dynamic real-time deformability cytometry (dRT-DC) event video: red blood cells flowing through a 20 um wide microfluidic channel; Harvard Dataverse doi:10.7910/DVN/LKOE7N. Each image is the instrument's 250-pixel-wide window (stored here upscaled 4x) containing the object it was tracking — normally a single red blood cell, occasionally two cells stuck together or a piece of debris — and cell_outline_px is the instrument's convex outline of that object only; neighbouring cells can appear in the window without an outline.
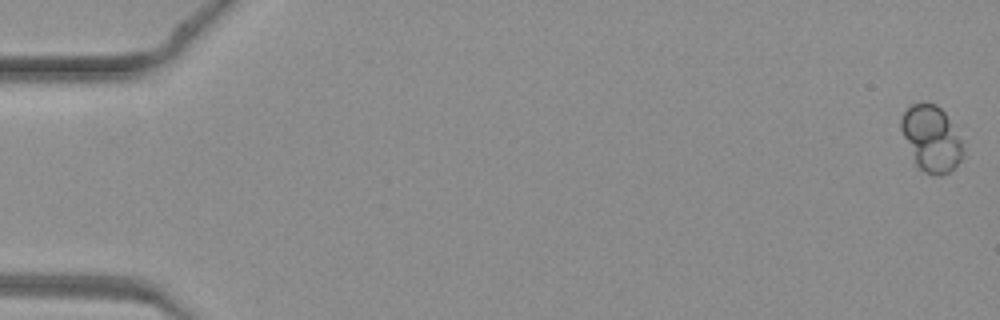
{"species": "common noctule bat (a hibernating species)", "species_latin": "Nyctalus noctula", "temperature_condition": "warm", "stored_images_in_passage": 47, "camera_frame_rate_fps": 3000, "um_per_image_px": 0.085, "animal": {"sex": "female", "body_mass_g": 19.3, "forearm_length_mm": 54.1}, "frame": {"image": 1, "passage_image": 1, "time_ms": 0.0, "image_size_px": [1000, 320], "cell_outline_px": [[964, 156], [948, 172], [940, 176], [932, 176], [924, 172], [916, 164], [900, 128], [900, 120], [904, 112], [912, 104], [924, 100], [936, 104], [944, 112], [960, 140], [964, 152]], "centroid_in_image_um": [79.14, 11.76], "position_along_channel_um": 5.9, "area_um2": 23.52}}
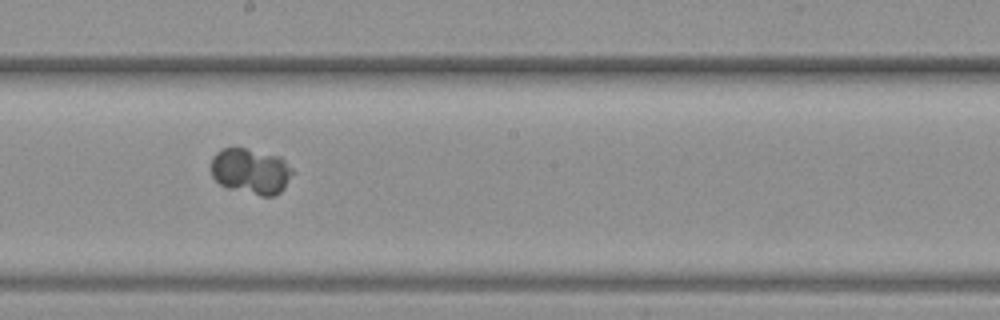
{"frame": {"image": 2, "passage_image": 27, "time_ms": 8.667, "image_size_px": [1000, 320], "cell_outline_px": [[296, 172], [284, 188], [280, 192], [272, 196], [260, 196], [228, 188], [220, 184], [212, 176], [212, 156], [220, 148], [244, 148], [280, 156]], "centroid_in_image_um": [21.35, 14.55], "position_along_channel_um": 226.9, "area_um2": 21.91}}
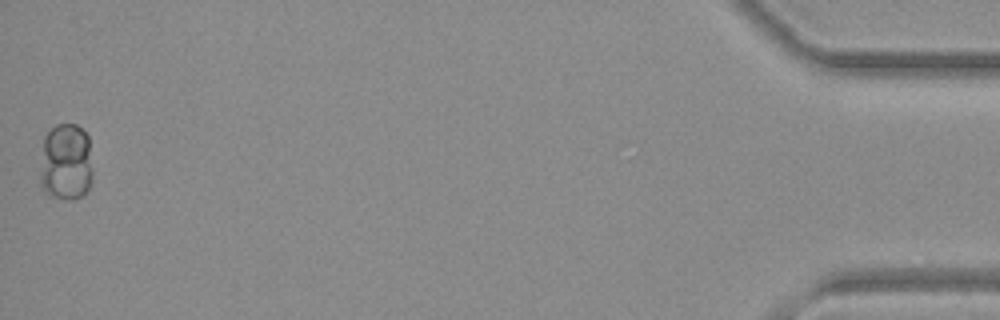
{"frame": {"image": 3, "passage_image": 47, "time_ms": 15.333, "image_size_px": [1000, 320], "cell_outline_px": [[92, 180], [88, 188], [80, 196], [72, 200], [68, 200], [48, 196], [44, 192], [40, 184], [40, 176], [44, 136], [56, 124], [76, 124], [88, 136], [92, 168]], "centroid_in_image_um": [5.6, 13.81], "position_along_channel_um": 429.6, "area_um2": 23.93}}